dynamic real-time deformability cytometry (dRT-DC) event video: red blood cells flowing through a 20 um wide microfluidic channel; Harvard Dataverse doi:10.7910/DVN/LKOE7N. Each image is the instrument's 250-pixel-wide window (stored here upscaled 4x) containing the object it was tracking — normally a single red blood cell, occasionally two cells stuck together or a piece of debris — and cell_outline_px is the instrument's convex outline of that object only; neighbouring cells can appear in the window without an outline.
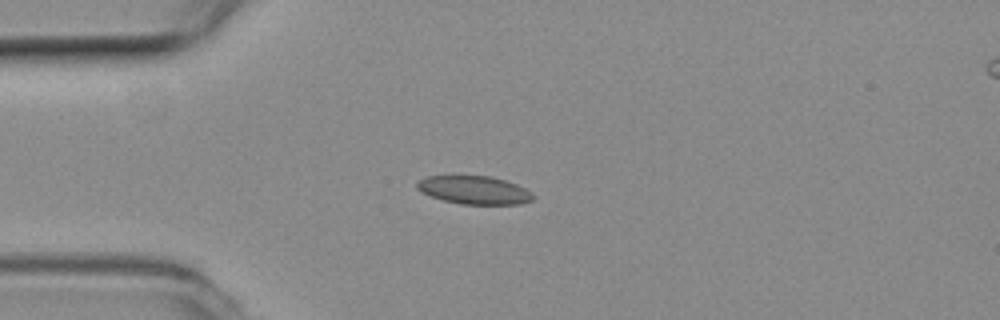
{"species": "common noctule bat (a hibernating species)", "species_latin": "Nyctalus noctula", "temperature_condition": "room temperature", "stored_images_in_passage": 6, "camera_frame_rate_fps": 3000, "um_per_image_px": 0.085, "animal": {"sex": "female", "body_mass_g": 19.3, "forearm_length_mm": 54.1}, "frame": {"image": 1, "passage_image": 2, "time_ms": 0.333, "image_size_px": [1000, 320], "cell_outline_px": [[532, 200], [520, 204], [460, 204], [444, 200], [432, 196], [416, 188], [416, 184], [420, 180], [428, 176], [488, 176], [504, 180], [516, 184], [532, 192]], "centroid_in_image_um": [40.32, 16.16], "position_along_channel_um": 44.7, "area_um2": 18.73}}
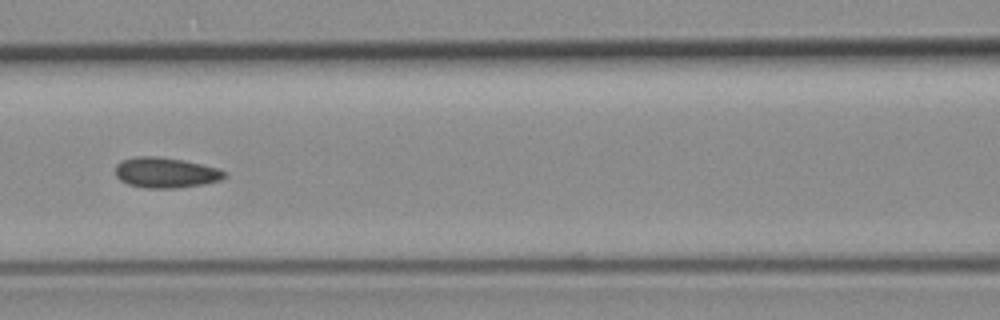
{"frame": {"image": 2, "passage_image": 5, "time_ms": 1.333, "image_size_px": [1000, 320], "cell_outline_px": [[228, 176], [220, 180], [204, 184], [176, 188], [144, 188], [128, 184], [120, 180], [116, 176], [116, 164], [120, 160], [136, 156], [156, 156], [184, 160], [216, 168], [224, 172]], "centroid_in_image_um": [14.04, 14.67], "position_along_channel_um": 152.6, "area_um2": 19.36}}
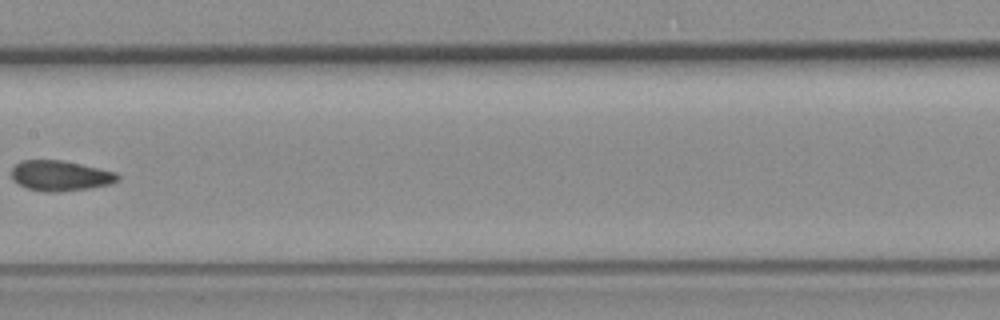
{"frame": {"image": 3, "passage_image": 6, "time_ms": 1.667, "image_size_px": [1000, 320], "cell_outline_px": [[120, 180], [112, 184], [92, 188], [56, 192], [48, 192], [28, 188], [12, 180], [12, 168], [20, 160], [60, 160], [100, 168], [116, 172], [120, 176]], "centroid_in_image_um": [5.17, 14.94], "position_along_channel_um": 202.2, "area_um2": 18.84}}